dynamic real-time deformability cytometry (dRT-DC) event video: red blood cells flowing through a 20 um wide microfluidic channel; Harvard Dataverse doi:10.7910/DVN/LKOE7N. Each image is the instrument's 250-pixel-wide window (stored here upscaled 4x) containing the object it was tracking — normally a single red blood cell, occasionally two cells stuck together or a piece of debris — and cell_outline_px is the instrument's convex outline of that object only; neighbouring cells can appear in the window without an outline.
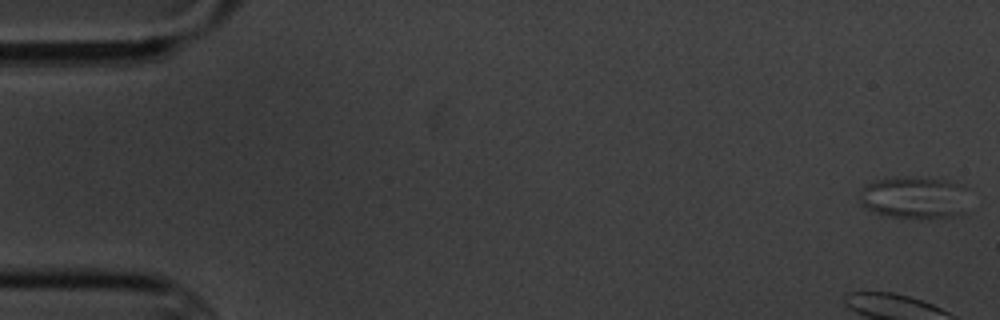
{"species": "common noctule bat (a hibernating species)", "species_latin": "Nyctalus noctula", "temperature_condition": "cold", "stored_images_in_passage": 6, "camera_frame_rate_fps": 3000, "um_per_image_px": 0.085, "animal": {"sex": "male", "body_mass_g": 20.1, "forearm_length_mm": 53.5}, "frame": {"image": 1, "passage_image": 1, "time_ms": 0.0, "image_size_px": [1000, 320], "cell_outline_px": [[968, 188], [964, 216], [920, 220], [888, 216], [864, 208], [860, 200], [860, 192], [872, 180], [896, 176], [948, 180], [964, 184]], "centroid_in_image_um": [77.79, 16.82], "position_along_channel_um": 7.2, "area_um2": 27.92}}